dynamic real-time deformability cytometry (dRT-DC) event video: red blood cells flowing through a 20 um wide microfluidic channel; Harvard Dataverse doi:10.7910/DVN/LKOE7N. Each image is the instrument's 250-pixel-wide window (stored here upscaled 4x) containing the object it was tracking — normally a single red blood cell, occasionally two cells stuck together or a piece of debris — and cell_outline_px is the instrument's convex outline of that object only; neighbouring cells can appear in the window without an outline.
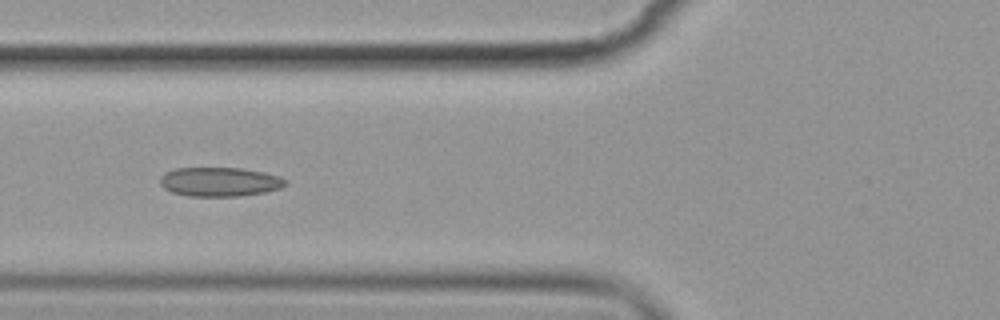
{"species": "common noctule bat (a hibernating species)", "species_latin": "Nyctalus noctula", "temperature_condition": "cold", "stored_images_in_passage": 9, "camera_frame_rate_fps": 3000, "um_per_image_px": 0.085, "animal": {"sex": "female", "body_mass_g": 19.9}, "frame": {"image": 1, "passage_image": 7, "time_ms": 7.0, "image_size_px": [1000, 320], "cell_outline_px": [[288, 184], [280, 188], [264, 192], [240, 196], [188, 196], [172, 192], [164, 188], [160, 184], [160, 176], [164, 172], [176, 168], [240, 168], [264, 172], [280, 176], [288, 180]], "centroid_in_image_um": [18.68, 15.45], "position_along_channel_um": 107.1, "area_um2": 21.44}}
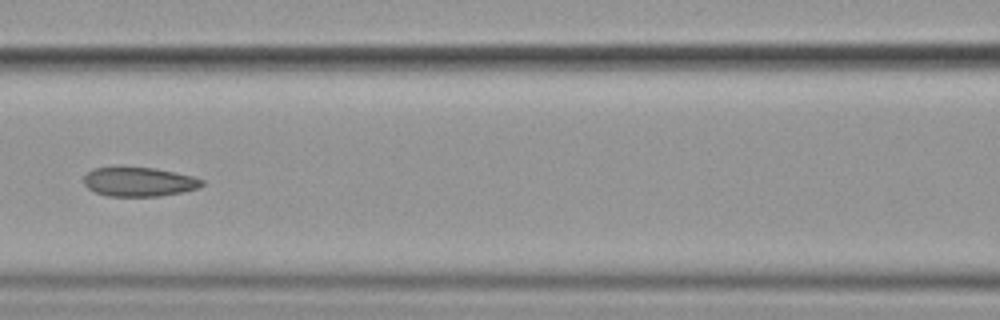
{"frame": {"image": 2, "passage_image": 8, "time_ms": 8.333, "image_size_px": [1000, 320], "cell_outline_px": [[204, 184], [200, 188], [160, 196], [108, 196], [96, 192], [88, 188], [84, 184], [84, 176], [88, 172], [96, 168], [156, 168], [192, 176], [204, 180]], "centroid_in_image_um": [11.85, 15.46], "position_along_channel_um": 154.8, "area_um2": 19.83}}
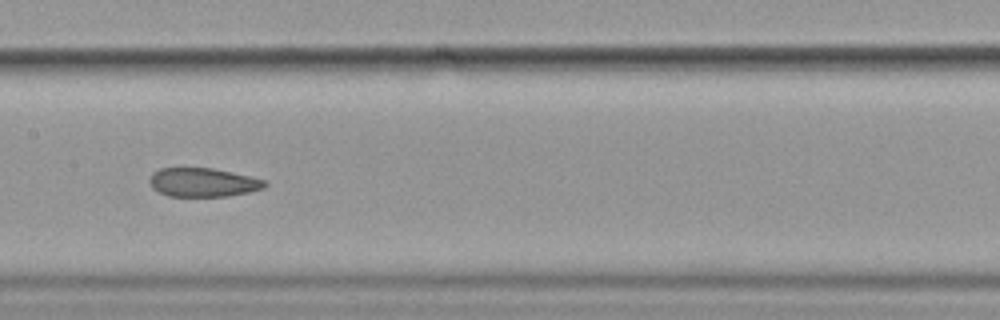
{"frame": {"image": 3, "passage_image": 9, "time_ms": 9.333, "image_size_px": [1000, 320], "cell_outline_px": [[268, 184], [264, 188], [248, 192], [228, 196], [168, 196], [152, 188], [148, 180], [152, 172], [160, 168], [212, 168], [248, 176], [264, 180]], "centroid_in_image_um": [17.21, 15.5], "position_along_channel_um": 190.2, "area_um2": 19.25}}